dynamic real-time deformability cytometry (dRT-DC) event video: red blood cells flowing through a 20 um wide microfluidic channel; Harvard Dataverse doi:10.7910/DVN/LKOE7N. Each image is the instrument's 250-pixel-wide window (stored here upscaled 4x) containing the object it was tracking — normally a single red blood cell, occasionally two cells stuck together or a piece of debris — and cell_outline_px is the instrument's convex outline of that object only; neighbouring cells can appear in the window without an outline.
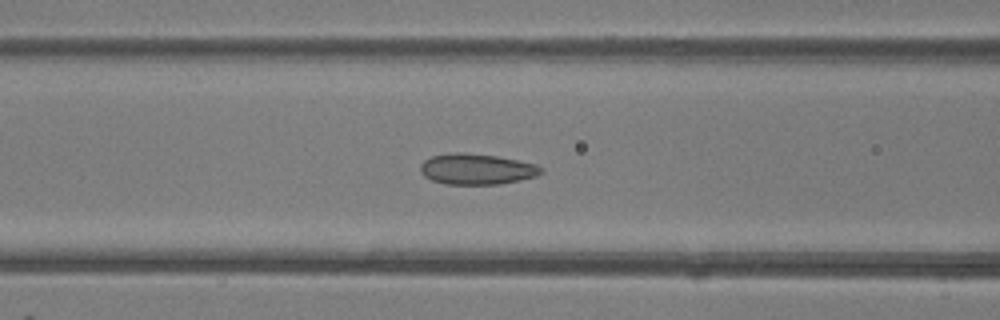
{"species": "common noctule bat (a hibernating species)", "species_latin": "Nyctalus noctula", "temperature_condition": "room temperature", "stored_images_in_passage": 50, "segment_of_instrument_passage": [1, 2], "camera_frame_rate_fps": 3000, "um_per_image_px": 0.085, "animal": {"sex": "female"}, "frame": {"image": 1, "passage_image": 20, "time_ms": 6.333, "image_size_px": [1000, 320], "cell_outline_px": [[544, 172], [536, 176], [520, 180], [500, 184], [444, 184], [432, 180], [424, 176], [420, 172], [420, 164], [424, 160], [432, 156], [452, 152], [464, 152], [496, 156], [536, 164], [544, 168]], "centroid_in_image_um": [40.51, 14.37], "position_along_channel_um": 126.1, "area_um2": 21.79}}
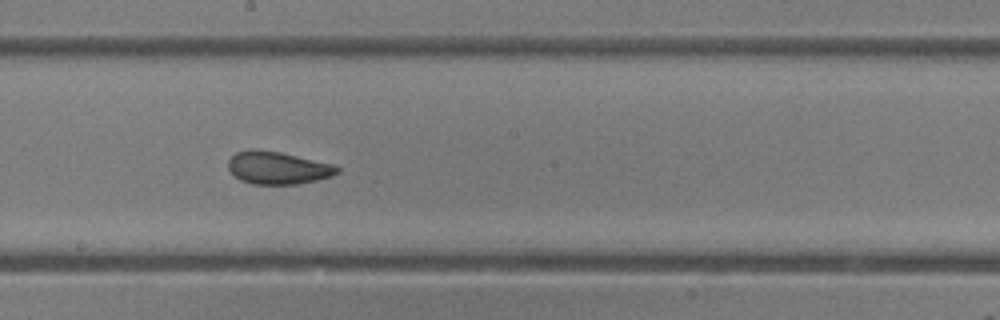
{"frame": {"image": 2, "passage_image": 27, "time_ms": 8.667, "image_size_px": [1000, 320], "cell_outline_px": [[340, 172], [332, 176], [316, 180], [296, 184], [252, 184], [240, 180], [228, 168], [228, 160], [236, 152], [252, 148], [256, 148], [280, 152], [332, 164], [340, 168]], "centroid_in_image_um": [23.6, 14.26], "position_along_channel_um": 224.6, "area_um2": 20.69}}
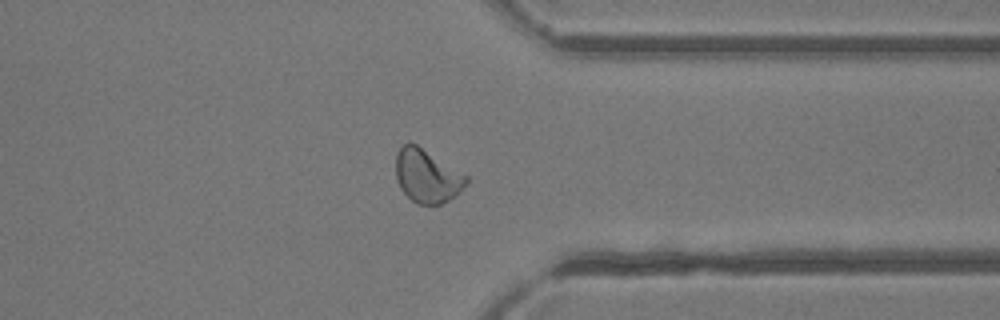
{"frame": {"image": 3, "passage_image": 38, "time_ms": 12.333, "image_size_px": [1000, 320], "cell_outline_px": [[468, 180], [456, 196], [440, 204], [420, 204], [412, 200], [400, 188], [396, 176], [396, 152], [408, 140], [416, 144], [468, 176]], "centroid_in_image_um": [36.28, 14.94], "position_along_channel_um": 375.1, "area_um2": 21.68}}